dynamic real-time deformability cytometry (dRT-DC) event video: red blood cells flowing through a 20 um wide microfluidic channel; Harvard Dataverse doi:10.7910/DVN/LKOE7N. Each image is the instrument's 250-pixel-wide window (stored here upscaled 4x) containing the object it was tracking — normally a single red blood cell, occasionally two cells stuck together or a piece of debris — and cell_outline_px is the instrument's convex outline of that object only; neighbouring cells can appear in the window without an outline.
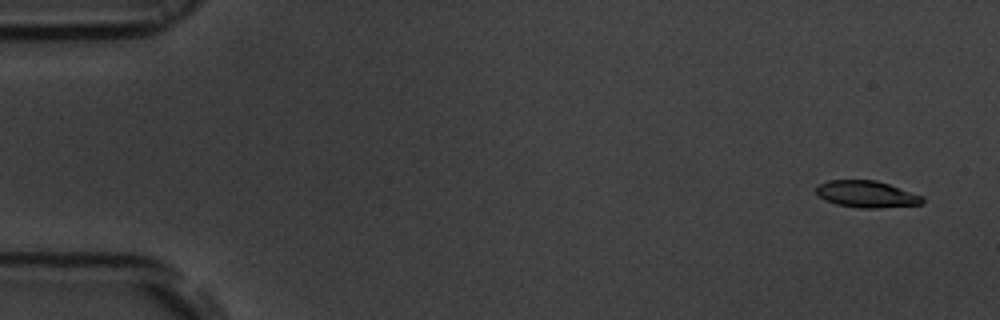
{"species": "common noctule bat (a hibernating species)", "species_latin": "Nyctalus noctula", "temperature_condition": "room temperature", "stored_images_in_passage": 54, "camera_frame_rate_fps": 3000, "um_per_image_px": 0.085, "animal": {"sex": "male", "body_mass_g": 19.5, "forearm_length_mm": 54.6}, "frame": {"image": 1, "passage_image": 3, "time_ms": 0.667, "image_size_px": [1000, 320], "cell_outline_px": [[924, 200], [920, 204], [880, 208], [860, 208], [836, 204], [824, 200], [816, 192], [816, 188], [820, 184], [828, 180], [876, 180], [924, 196]], "centroid_in_image_um": [73.66, 16.5], "position_along_channel_um": 11.3, "area_um2": 16.47}}
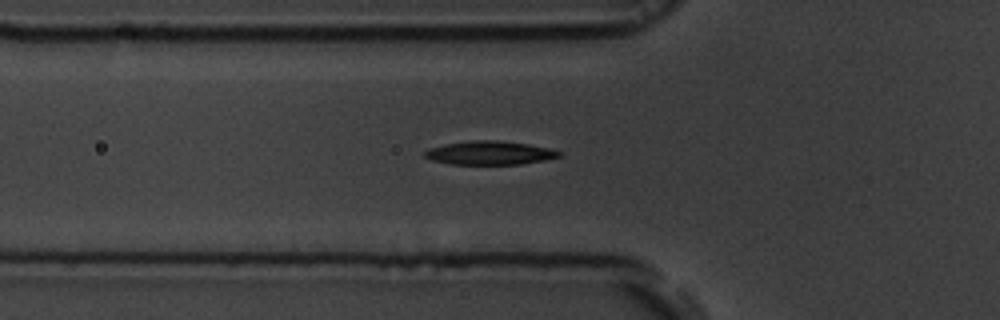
{"frame": {"image": 2, "passage_image": 19, "time_ms": 6.0, "image_size_px": [1000, 320], "cell_outline_px": [[560, 156], [544, 160], [520, 164], [448, 164], [432, 160], [424, 156], [424, 152], [428, 148], [444, 144], [468, 140], [496, 140], [528, 144], [548, 148], [560, 152]], "centroid_in_image_um": [41.56, 12.99], "position_along_channel_um": 84.2, "area_um2": 18.44}}
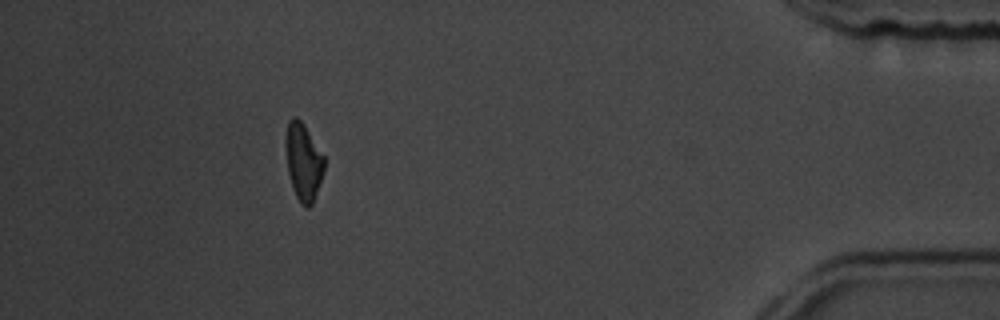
{"frame": {"image": 3, "passage_image": 49, "time_ms": 16.0, "image_size_px": [1000, 320], "cell_outline_px": [[324, 172], [312, 204], [308, 208], [304, 208], [300, 204], [292, 188], [288, 172], [284, 144], [284, 136], [288, 120], [292, 116], [296, 116], [304, 124], [324, 156]], "centroid_in_image_um": [25.75, 13.73], "position_along_channel_um": 409.4, "area_um2": 17.69}, "authors_computed_cell_mechanics": {"area_um2": 18.1492, "velocity_mm_per_s": 3.8013, "shape_relaxation_time_tau1_ms": 2.8076, "shape_relaxation_time_tau2_ms": 2.7035, "deformation_change_tau1": 0.1317, "deformation_change_tau2": 0.0898}}